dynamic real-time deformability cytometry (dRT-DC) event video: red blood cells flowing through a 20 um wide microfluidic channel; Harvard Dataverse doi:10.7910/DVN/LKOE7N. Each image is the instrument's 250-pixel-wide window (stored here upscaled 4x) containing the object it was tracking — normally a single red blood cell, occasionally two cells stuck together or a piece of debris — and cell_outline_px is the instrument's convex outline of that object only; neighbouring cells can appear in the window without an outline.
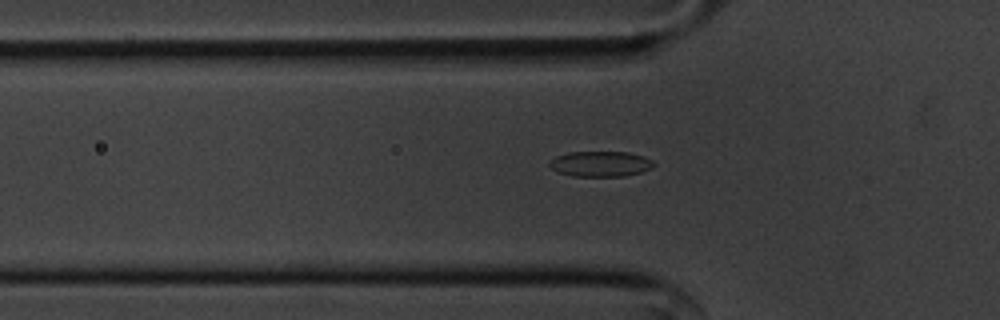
{"species": "common noctule bat (a hibernating species)", "species_latin": "Nyctalus noctula", "temperature_condition": "cold", "stored_images_in_passage": 41, "camera_frame_rate_fps": 3000, "um_per_image_px": 0.085, "animal": {"sex": "male", "body_mass_g": 20.1, "forearm_length_mm": 53.5}, "frame": {"image": 1, "passage_image": 3, "time_ms": 0.667, "image_size_px": [1000, 320], "cell_outline_px": [[656, 164], [652, 168], [640, 172], [624, 176], [572, 176], [560, 172], [552, 168], [548, 164], [556, 156], [568, 152], [628, 152], [644, 156], [652, 160]], "centroid_in_image_um": [51.08, 13.92], "position_along_channel_um": 74.7, "area_um2": 15.37}}
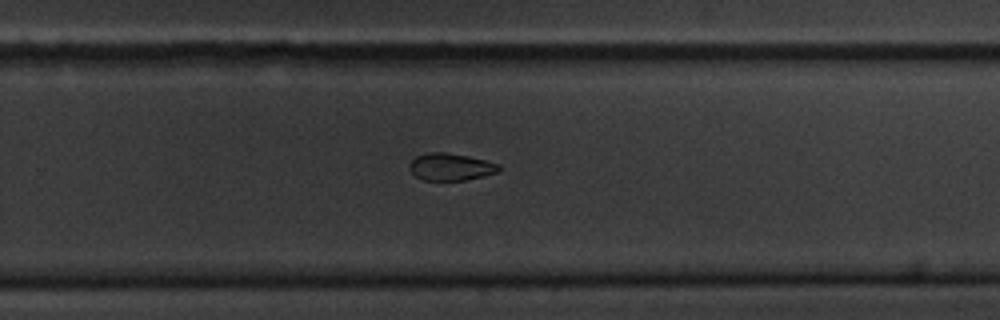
{"frame": {"image": 2, "passage_image": 21, "time_ms": 6.667, "image_size_px": [1000, 320], "cell_outline_px": [[500, 168], [496, 172], [484, 176], [464, 180], [424, 180], [416, 176], [408, 168], [408, 164], [416, 156], [428, 152], [444, 152], [468, 156], [500, 164]], "centroid_in_image_um": [38.28, 14.18], "position_along_channel_um": 291.5, "area_um2": 14.1}}
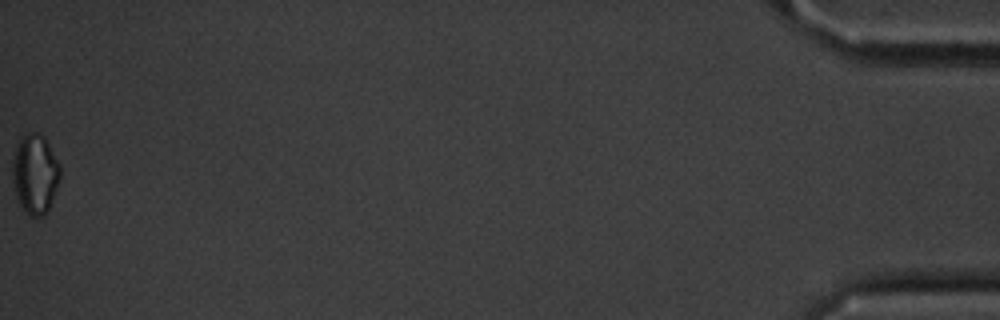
{"frame": {"image": 3, "passage_image": 41, "time_ms": 13.333, "image_size_px": [1000, 320], "cell_outline_px": [[60, 176], [52, 200], [44, 216], [28, 216], [20, 204], [16, 196], [12, 180], [12, 164], [16, 148], [20, 140], [28, 132], [36, 132], [44, 136], [60, 164]], "centroid_in_image_um": [2.98, 14.79], "position_along_channel_um": 432.2, "area_um2": 21.96}, "authors_computed_cell_mechanics": {"area_um2": 15.5482, "velocity_mm_per_s": 3.604, "shape_relaxation_time_tau1_ms": 3.5116, "shape_relaxation_time_tau2_ms": null, "deformation_change_tau1": 0.0835, "deformation_change_tau2": null}}